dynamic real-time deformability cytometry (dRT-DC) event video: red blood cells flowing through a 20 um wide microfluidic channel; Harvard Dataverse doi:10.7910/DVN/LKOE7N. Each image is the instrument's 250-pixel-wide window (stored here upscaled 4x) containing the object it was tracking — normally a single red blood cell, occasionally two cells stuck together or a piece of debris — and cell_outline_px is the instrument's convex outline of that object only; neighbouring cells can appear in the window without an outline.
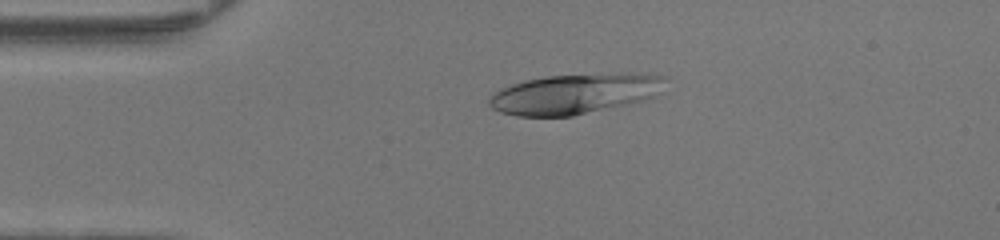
{"species": "human", "species_latin": "Homo sapiens", "temperature_condition": "warm", "stored_images_in_passage": 47, "camera_frame_rate_fps": 3000, "um_per_image_px": 0.085, "donor": {"sex": "female"}, "frame": {"image": 1, "passage_image": 10, "time_ms": 3.0, "image_size_px": [1000, 240], "cell_outline_px": [[668, 76], [656, 96], [644, 100], [628, 104], [572, 116], [516, 116], [500, 112], [492, 108], [488, 104], [488, 100], [492, 92], [500, 88], [524, 80], [548, 76]], "centroid_in_image_um": [48.69, 8.03], "position_along_channel_um": 36.3, "area_um2": 39.82}}
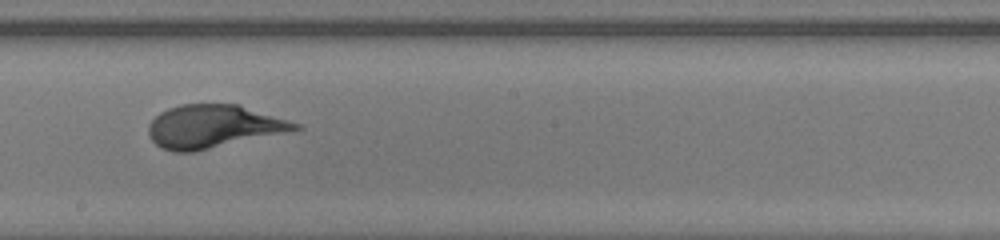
{"frame": {"image": 2, "passage_image": 26, "time_ms": 8.333, "image_size_px": [1000, 240], "cell_outline_px": [[304, 128], [192, 152], [172, 152], [160, 148], [148, 136], [148, 124], [160, 112], [168, 108], [180, 104], [240, 104], [300, 124]], "centroid_in_image_um": [18.09, 10.74], "position_along_channel_um": 230.1, "area_um2": 36.65}}
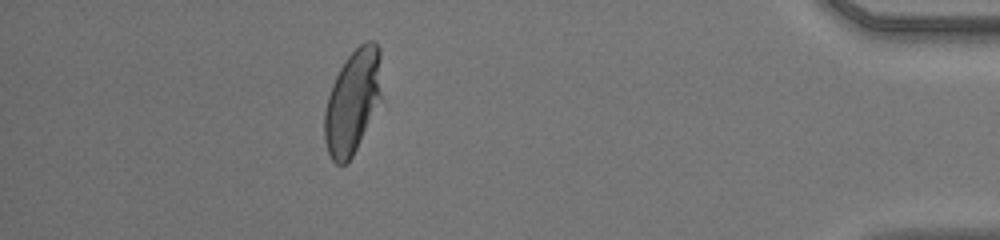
{"frame": {"image": 3, "passage_image": 42, "time_ms": 13.667, "image_size_px": [1000, 240], "cell_outline_px": [[380, 96], [356, 148], [352, 156], [344, 164], [336, 164], [332, 160], [328, 152], [324, 140], [324, 112], [328, 96], [332, 84], [344, 60], [364, 40], [372, 40], [380, 48]], "centroid_in_image_um": [29.93, 8.6], "position_along_channel_um": 405.3, "area_um2": 33.76}, "authors_computed_cell_mechanics": {"area_um2": 37.1076, "velocity_mm_per_s": 4.2878, "shape_relaxation_time_tau1_ms": 6.4197, "shape_relaxation_time_tau2_ms": null, "deformation_change_tau1": 0.3383, "deformation_change_tau2": null}}